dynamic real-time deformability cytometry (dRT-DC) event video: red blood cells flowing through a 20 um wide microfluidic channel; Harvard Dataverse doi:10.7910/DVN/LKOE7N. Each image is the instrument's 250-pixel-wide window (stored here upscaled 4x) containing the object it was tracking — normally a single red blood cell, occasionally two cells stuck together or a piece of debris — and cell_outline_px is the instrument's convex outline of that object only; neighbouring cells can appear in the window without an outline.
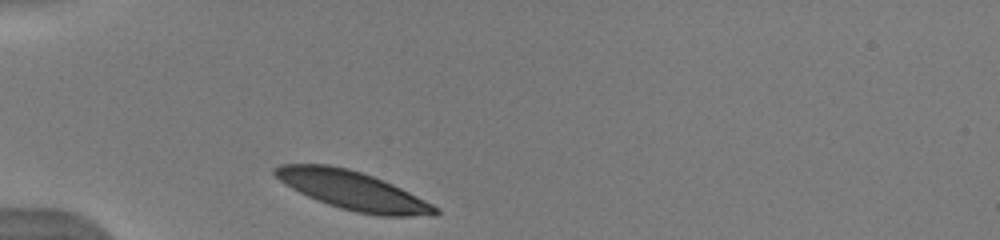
{"species": "human", "species_latin": "Homo sapiens", "temperature_condition": "warm", "stored_images_in_passage": 31, "camera_frame_rate_fps": 3000, "um_per_image_px": 0.085, "donor": {"sex": "male"}, "frame": {"image": 1, "passage_image": 1, "time_ms": 0.0, "image_size_px": [1000, 240], "cell_outline_px": [[440, 212], [436, 216], [380, 216], [356, 212], [340, 208], [316, 200], [284, 184], [272, 172], [272, 168], [280, 164], [328, 164], [348, 168], [372, 176], [392, 184], [440, 208]], "centroid_in_image_um": [29.98, 16.2], "position_along_channel_um": 55.0, "area_um2": 35.89}}
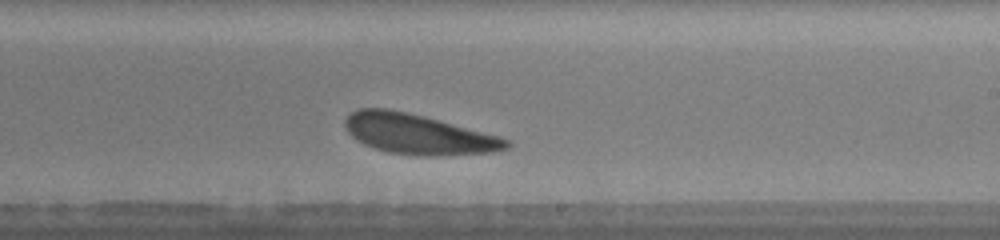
{"frame": {"image": 2, "passage_image": 18, "time_ms": 5.667, "image_size_px": [1000, 240], "cell_outline_px": [[512, 144], [508, 148], [492, 152], [436, 156], [416, 156], [388, 152], [364, 144], [356, 140], [348, 132], [344, 124], [344, 120], [356, 108], [388, 108], [424, 116], [500, 136], [508, 140]], "centroid_in_image_um": [35.54, 11.4], "position_along_channel_um": 253.5, "area_um2": 37.74}, "authors_computed_cell_mechanics": {"area_um2": 37.5122, "velocity_mm_per_s": 3.8316, "shape_relaxation_time_tau1_ms": 1.0743, "shape_relaxation_time_tau2_ms": 1.8476, "deformation_change_tau1": 0.0771, "deformation_change_tau2": 0.0914}}